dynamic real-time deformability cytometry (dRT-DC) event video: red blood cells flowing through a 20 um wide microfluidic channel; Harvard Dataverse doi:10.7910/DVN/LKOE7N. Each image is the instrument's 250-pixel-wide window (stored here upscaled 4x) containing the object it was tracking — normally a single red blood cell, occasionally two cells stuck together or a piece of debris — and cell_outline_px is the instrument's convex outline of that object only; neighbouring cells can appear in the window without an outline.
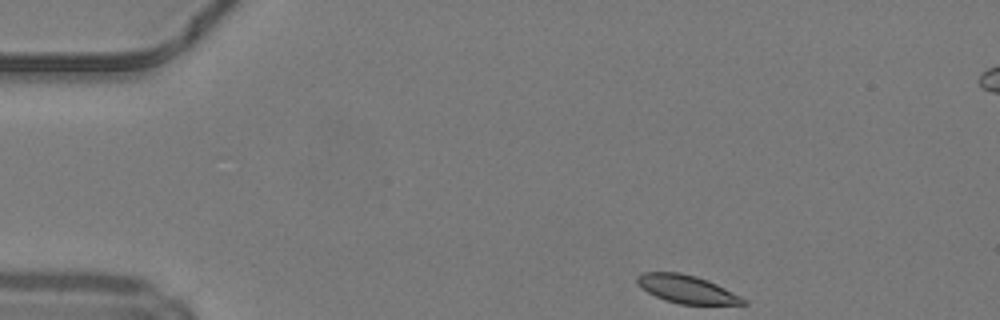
{"species": "common noctule bat (a hibernating species)", "species_latin": "Nyctalus noctula", "temperature_condition": "warm", "stored_images_in_passage": 36, "camera_frame_rate_fps": 3000, "um_per_image_px": 0.085, "animal": {"sex": "male", "body_mass_g": 19.2, "forearm_length_mm": 51.8}, "frame": {"image": 1, "passage_image": 1, "time_ms": 0.0, "image_size_px": [1000, 320], "cell_outline_px": [[748, 304], [680, 304], [664, 300], [640, 288], [636, 280], [636, 276], [644, 272], [680, 272], [696, 276], [708, 280], [748, 300]], "centroid_in_image_um": [58.35, 24.57], "position_along_channel_um": 26.7, "area_um2": 17.28}}
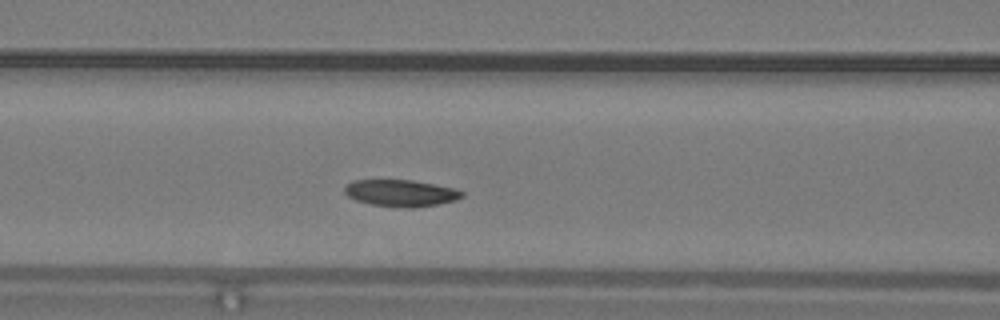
{"frame": {"image": 2, "passage_image": 14, "time_ms": 4.333, "image_size_px": [1000, 320], "cell_outline_px": [[464, 196], [456, 200], [440, 204], [416, 208], [408, 208], [372, 204], [356, 200], [348, 196], [344, 192], [344, 188], [352, 180], [412, 180], [456, 188], [464, 192]], "centroid_in_image_um": [34.12, 16.41], "position_along_channel_um": 132.5, "area_um2": 18.38}}
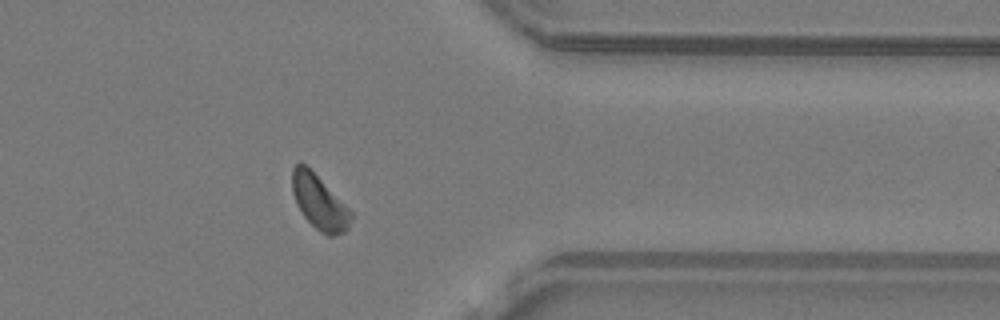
{"frame": {"image": 3, "passage_image": 33, "time_ms": 10.667, "image_size_px": [1000, 320], "cell_outline_px": [[352, 220], [348, 228], [344, 232], [332, 236], [328, 236], [320, 232], [304, 216], [296, 204], [292, 192], [292, 168], [300, 160], [352, 212]], "centroid_in_image_um": [27.12, 17.21], "position_along_channel_um": 384.3, "area_um2": 18.15}, "authors_computed_cell_mechanics": {"area_um2": 18.5538, "velocity_mm_per_s": 4.16, "shape_relaxation_time_tau1_ms": 2.8804, "shape_relaxation_time_tau2_ms": 5.547, "deformation_change_tau1": 0.0846, "deformation_change_tau2": 0.1186}}